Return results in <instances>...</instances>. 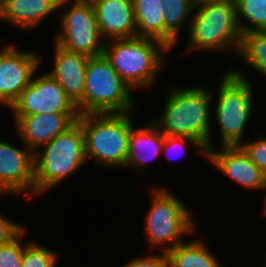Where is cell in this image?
Returning <instances> with one entry per match:
<instances>
[{"instance_id": "obj_1", "label": "cell", "mask_w": 266, "mask_h": 267, "mask_svg": "<svg viewBox=\"0 0 266 267\" xmlns=\"http://www.w3.org/2000/svg\"><path fill=\"white\" fill-rule=\"evenodd\" d=\"M168 89L164 111L152 121L164 135L193 138L207 151L214 148L211 102L215 92L203 85L171 86Z\"/></svg>"}, {"instance_id": "obj_2", "label": "cell", "mask_w": 266, "mask_h": 267, "mask_svg": "<svg viewBox=\"0 0 266 267\" xmlns=\"http://www.w3.org/2000/svg\"><path fill=\"white\" fill-rule=\"evenodd\" d=\"M169 51L159 40L136 36L105 41L103 55L133 91H145L167 66L165 54Z\"/></svg>"}, {"instance_id": "obj_3", "label": "cell", "mask_w": 266, "mask_h": 267, "mask_svg": "<svg viewBox=\"0 0 266 267\" xmlns=\"http://www.w3.org/2000/svg\"><path fill=\"white\" fill-rule=\"evenodd\" d=\"M185 53L239 51L242 34L235 0H200L195 3Z\"/></svg>"}, {"instance_id": "obj_4", "label": "cell", "mask_w": 266, "mask_h": 267, "mask_svg": "<svg viewBox=\"0 0 266 267\" xmlns=\"http://www.w3.org/2000/svg\"><path fill=\"white\" fill-rule=\"evenodd\" d=\"M86 163L84 132L77 120L34 152V196L50 192Z\"/></svg>"}, {"instance_id": "obj_5", "label": "cell", "mask_w": 266, "mask_h": 267, "mask_svg": "<svg viewBox=\"0 0 266 267\" xmlns=\"http://www.w3.org/2000/svg\"><path fill=\"white\" fill-rule=\"evenodd\" d=\"M246 74L244 69L230 68L224 71L216 88L219 89L217 98L213 95V100L217 102L214 103L215 115L212 117H215L219 126L221 146L240 145L253 116L254 86L252 77Z\"/></svg>"}, {"instance_id": "obj_6", "label": "cell", "mask_w": 266, "mask_h": 267, "mask_svg": "<svg viewBox=\"0 0 266 267\" xmlns=\"http://www.w3.org/2000/svg\"><path fill=\"white\" fill-rule=\"evenodd\" d=\"M132 113L81 114L78 118L85 138L87 161L94 165L125 168L129 136L134 123Z\"/></svg>"}, {"instance_id": "obj_7", "label": "cell", "mask_w": 266, "mask_h": 267, "mask_svg": "<svg viewBox=\"0 0 266 267\" xmlns=\"http://www.w3.org/2000/svg\"><path fill=\"white\" fill-rule=\"evenodd\" d=\"M150 189L151 204L144 217L148 247L167 252L183 242L184 236L197 231V221L192 210L173 191L164 187Z\"/></svg>"}, {"instance_id": "obj_8", "label": "cell", "mask_w": 266, "mask_h": 267, "mask_svg": "<svg viewBox=\"0 0 266 267\" xmlns=\"http://www.w3.org/2000/svg\"><path fill=\"white\" fill-rule=\"evenodd\" d=\"M132 92L104 55L90 57L83 100L77 110L80 115L135 112Z\"/></svg>"}, {"instance_id": "obj_9", "label": "cell", "mask_w": 266, "mask_h": 267, "mask_svg": "<svg viewBox=\"0 0 266 267\" xmlns=\"http://www.w3.org/2000/svg\"><path fill=\"white\" fill-rule=\"evenodd\" d=\"M63 7L66 8L63 9L65 12L59 15L61 17L58 20L60 33L54 35L53 43L69 52L81 53L89 58L103 55L105 40L100 34L91 1L61 0L59 11Z\"/></svg>"}, {"instance_id": "obj_10", "label": "cell", "mask_w": 266, "mask_h": 267, "mask_svg": "<svg viewBox=\"0 0 266 267\" xmlns=\"http://www.w3.org/2000/svg\"><path fill=\"white\" fill-rule=\"evenodd\" d=\"M13 115L79 114L77 106L47 72L33 75L31 83L8 108Z\"/></svg>"}, {"instance_id": "obj_11", "label": "cell", "mask_w": 266, "mask_h": 267, "mask_svg": "<svg viewBox=\"0 0 266 267\" xmlns=\"http://www.w3.org/2000/svg\"><path fill=\"white\" fill-rule=\"evenodd\" d=\"M15 43L0 48V104L9 108L31 83L42 66V57L34 51L21 50Z\"/></svg>"}, {"instance_id": "obj_12", "label": "cell", "mask_w": 266, "mask_h": 267, "mask_svg": "<svg viewBox=\"0 0 266 267\" xmlns=\"http://www.w3.org/2000/svg\"><path fill=\"white\" fill-rule=\"evenodd\" d=\"M0 139V197L8 194L34 197V152Z\"/></svg>"}, {"instance_id": "obj_13", "label": "cell", "mask_w": 266, "mask_h": 267, "mask_svg": "<svg viewBox=\"0 0 266 267\" xmlns=\"http://www.w3.org/2000/svg\"><path fill=\"white\" fill-rule=\"evenodd\" d=\"M207 151V160L229 180L244 189L265 190L266 175L250 160L239 146H219Z\"/></svg>"}, {"instance_id": "obj_14", "label": "cell", "mask_w": 266, "mask_h": 267, "mask_svg": "<svg viewBox=\"0 0 266 267\" xmlns=\"http://www.w3.org/2000/svg\"><path fill=\"white\" fill-rule=\"evenodd\" d=\"M17 138L35 152L57 135L65 132L79 118L80 114H31L12 115ZM15 123V124H14Z\"/></svg>"}, {"instance_id": "obj_15", "label": "cell", "mask_w": 266, "mask_h": 267, "mask_svg": "<svg viewBox=\"0 0 266 267\" xmlns=\"http://www.w3.org/2000/svg\"><path fill=\"white\" fill-rule=\"evenodd\" d=\"M105 41L137 36L132 0H90Z\"/></svg>"}, {"instance_id": "obj_16", "label": "cell", "mask_w": 266, "mask_h": 267, "mask_svg": "<svg viewBox=\"0 0 266 267\" xmlns=\"http://www.w3.org/2000/svg\"><path fill=\"white\" fill-rule=\"evenodd\" d=\"M53 57V69L47 73L60 84L66 95L77 106L83 100L89 57L69 52L56 43H54Z\"/></svg>"}, {"instance_id": "obj_17", "label": "cell", "mask_w": 266, "mask_h": 267, "mask_svg": "<svg viewBox=\"0 0 266 267\" xmlns=\"http://www.w3.org/2000/svg\"><path fill=\"white\" fill-rule=\"evenodd\" d=\"M61 0H0L1 22L32 31L59 10Z\"/></svg>"}, {"instance_id": "obj_18", "label": "cell", "mask_w": 266, "mask_h": 267, "mask_svg": "<svg viewBox=\"0 0 266 267\" xmlns=\"http://www.w3.org/2000/svg\"><path fill=\"white\" fill-rule=\"evenodd\" d=\"M148 122L142 126L143 128H137L133 123L129 136L128 160L125 168H133L141 174L146 170L147 162L162 154L165 139V135L157 125L152 120Z\"/></svg>"}, {"instance_id": "obj_19", "label": "cell", "mask_w": 266, "mask_h": 267, "mask_svg": "<svg viewBox=\"0 0 266 267\" xmlns=\"http://www.w3.org/2000/svg\"><path fill=\"white\" fill-rule=\"evenodd\" d=\"M186 241L166 252L168 267H224L201 238Z\"/></svg>"}, {"instance_id": "obj_20", "label": "cell", "mask_w": 266, "mask_h": 267, "mask_svg": "<svg viewBox=\"0 0 266 267\" xmlns=\"http://www.w3.org/2000/svg\"><path fill=\"white\" fill-rule=\"evenodd\" d=\"M137 37L152 38L164 43V2L132 0Z\"/></svg>"}, {"instance_id": "obj_21", "label": "cell", "mask_w": 266, "mask_h": 267, "mask_svg": "<svg viewBox=\"0 0 266 267\" xmlns=\"http://www.w3.org/2000/svg\"><path fill=\"white\" fill-rule=\"evenodd\" d=\"M164 2V44L171 50L179 42L182 28L189 30L193 16L194 0H162Z\"/></svg>"}, {"instance_id": "obj_22", "label": "cell", "mask_w": 266, "mask_h": 267, "mask_svg": "<svg viewBox=\"0 0 266 267\" xmlns=\"http://www.w3.org/2000/svg\"><path fill=\"white\" fill-rule=\"evenodd\" d=\"M237 57L266 77V30L243 34Z\"/></svg>"}, {"instance_id": "obj_23", "label": "cell", "mask_w": 266, "mask_h": 267, "mask_svg": "<svg viewBox=\"0 0 266 267\" xmlns=\"http://www.w3.org/2000/svg\"><path fill=\"white\" fill-rule=\"evenodd\" d=\"M235 4L242 35L266 30V0H235Z\"/></svg>"}, {"instance_id": "obj_24", "label": "cell", "mask_w": 266, "mask_h": 267, "mask_svg": "<svg viewBox=\"0 0 266 267\" xmlns=\"http://www.w3.org/2000/svg\"><path fill=\"white\" fill-rule=\"evenodd\" d=\"M24 243L21 267H57L58 254L51 248L41 245L39 241Z\"/></svg>"}, {"instance_id": "obj_25", "label": "cell", "mask_w": 266, "mask_h": 267, "mask_svg": "<svg viewBox=\"0 0 266 267\" xmlns=\"http://www.w3.org/2000/svg\"><path fill=\"white\" fill-rule=\"evenodd\" d=\"M27 232V226H25L8 243L0 245V267H21L24 252L23 238L26 237Z\"/></svg>"}, {"instance_id": "obj_26", "label": "cell", "mask_w": 266, "mask_h": 267, "mask_svg": "<svg viewBox=\"0 0 266 267\" xmlns=\"http://www.w3.org/2000/svg\"><path fill=\"white\" fill-rule=\"evenodd\" d=\"M187 143L188 144L191 143L190 145H192V147L196 149L195 151H198V154L200 153L201 155H203V157L207 158V150L197 140L190 138V137H177V136L165 135V139H164V143L162 147V153H164L168 157V160L171 159L170 157H172L171 153L173 151H174V154H177V153L179 154V152L181 151L180 154L184 155V150H186L185 145Z\"/></svg>"}, {"instance_id": "obj_27", "label": "cell", "mask_w": 266, "mask_h": 267, "mask_svg": "<svg viewBox=\"0 0 266 267\" xmlns=\"http://www.w3.org/2000/svg\"><path fill=\"white\" fill-rule=\"evenodd\" d=\"M258 135L256 140L244 141L239 146L250 160L266 175V137Z\"/></svg>"}, {"instance_id": "obj_28", "label": "cell", "mask_w": 266, "mask_h": 267, "mask_svg": "<svg viewBox=\"0 0 266 267\" xmlns=\"http://www.w3.org/2000/svg\"><path fill=\"white\" fill-rule=\"evenodd\" d=\"M137 256V258L130 259L129 262L122 267H168V259L166 252H159L158 255Z\"/></svg>"}, {"instance_id": "obj_29", "label": "cell", "mask_w": 266, "mask_h": 267, "mask_svg": "<svg viewBox=\"0 0 266 267\" xmlns=\"http://www.w3.org/2000/svg\"><path fill=\"white\" fill-rule=\"evenodd\" d=\"M24 224L15 222L4 214L0 213V245L8 243L13 239L22 229Z\"/></svg>"}, {"instance_id": "obj_30", "label": "cell", "mask_w": 266, "mask_h": 267, "mask_svg": "<svg viewBox=\"0 0 266 267\" xmlns=\"http://www.w3.org/2000/svg\"><path fill=\"white\" fill-rule=\"evenodd\" d=\"M263 196L264 197H263V200H262V202H263V213L262 214H264L266 216V190H265V195H263Z\"/></svg>"}, {"instance_id": "obj_31", "label": "cell", "mask_w": 266, "mask_h": 267, "mask_svg": "<svg viewBox=\"0 0 266 267\" xmlns=\"http://www.w3.org/2000/svg\"><path fill=\"white\" fill-rule=\"evenodd\" d=\"M263 266L266 267V255H265V262H264Z\"/></svg>"}]
</instances>
